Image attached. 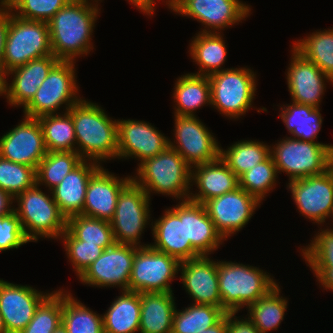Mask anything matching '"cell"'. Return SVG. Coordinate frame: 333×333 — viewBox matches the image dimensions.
Returning a JSON list of instances; mask_svg holds the SVG:
<instances>
[{
	"label": "cell",
	"mask_w": 333,
	"mask_h": 333,
	"mask_svg": "<svg viewBox=\"0 0 333 333\" xmlns=\"http://www.w3.org/2000/svg\"><path fill=\"white\" fill-rule=\"evenodd\" d=\"M70 0L48 22L52 54L60 61H73L94 49L92 33L100 3Z\"/></svg>",
	"instance_id": "cell-1"
},
{
	"label": "cell",
	"mask_w": 333,
	"mask_h": 333,
	"mask_svg": "<svg viewBox=\"0 0 333 333\" xmlns=\"http://www.w3.org/2000/svg\"><path fill=\"white\" fill-rule=\"evenodd\" d=\"M84 99L68 110L75 128L76 153L99 164L118 159L117 119L108 117L99 104Z\"/></svg>",
	"instance_id": "cell-2"
},
{
	"label": "cell",
	"mask_w": 333,
	"mask_h": 333,
	"mask_svg": "<svg viewBox=\"0 0 333 333\" xmlns=\"http://www.w3.org/2000/svg\"><path fill=\"white\" fill-rule=\"evenodd\" d=\"M132 179L140 185L151 198V193L189 200L192 167L172 147L168 146L155 157L140 163Z\"/></svg>",
	"instance_id": "cell-3"
},
{
	"label": "cell",
	"mask_w": 333,
	"mask_h": 333,
	"mask_svg": "<svg viewBox=\"0 0 333 333\" xmlns=\"http://www.w3.org/2000/svg\"><path fill=\"white\" fill-rule=\"evenodd\" d=\"M217 272L222 308L227 313L247 308L278 284L267 271L235 261L217 260Z\"/></svg>",
	"instance_id": "cell-4"
},
{
	"label": "cell",
	"mask_w": 333,
	"mask_h": 333,
	"mask_svg": "<svg viewBox=\"0 0 333 333\" xmlns=\"http://www.w3.org/2000/svg\"><path fill=\"white\" fill-rule=\"evenodd\" d=\"M35 183L31 188L14 198V211L20 219L22 229L30 242L39 238L60 240L66 230L67 219L60 212L58 205L50 195L42 192Z\"/></svg>",
	"instance_id": "cell-5"
},
{
	"label": "cell",
	"mask_w": 333,
	"mask_h": 333,
	"mask_svg": "<svg viewBox=\"0 0 333 333\" xmlns=\"http://www.w3.org/2000/svg\"><path fill=\"white\" fill-rule=\"evenodd\" d=\"M256 73L248 67L226 68L209 75L211 106L228 119H239L253 106Z\"/></svg>",
	"instance_id": "cell-6"
},
{
	"label": "cell",
	"mask_w": 333,
	"mask_h": 333,
	"mask_svg": "<svg viewBox=\"0 0 333 333\" xmlns=\"http://www.w3.org/2000/svg\"><path fill=\"white\" fill-rule=\"evenodd\" d=\"M333 145L301 141L291 137L271 145L277 172L288 175L289 181L325 173L331 168Z\"/></svg>",
	"instance_id": "cell-7"
},
{
	"label": "cell",
	"mask_w": 333,
	"mask_h": 333,
	"mask_svg": "<svg viewBox=\"0 0 333 333\" xmlns=\"http://www.w3.org/2000/svg\"><path fill=\"white\" fill-rule=\"evenodd\" d=\"M75 63L59 61L51 69L32 100L23 108L24 116L38 118L48 114H59L57 111H60L62 105L67 112L81 100Z\"/></svg>",
	"instance_id": "cell-8"
},
{
	"label": "cell",
	"mask_w": 333,
	"mask_h": 333,
	"mask_svg": "<svg viewBox=\"0 0 333 333\" xmlns=\"http://www.w3.org/2000/svg\"><path fill=\"white\" fill-rule=\"evenodd\" d=\"M48 55H52L48 24L25 20L11 12L2 60L5 69L10 71Z\"/></svg>",
	"instance_id": "cell-9"
},
{
	"label": "cell",
	"mask_w": 333,
	"mask_h": 333,
	"mask_svg": "<svg viewBox=\"0 0 333 333\" xmlns=\"http://www.w3.org/2000/svg\"><path fill=\"white\" fill-rule=\"evenodd\" d=\"M150 201L148 194L133 179L120 191L114 217L110 221L116 243L149 246L142 245L140 240L146 225H151Z\"/></svg>",
	"instance_id": "cell-10"
},
{
	"label": "cell",
	"mask_w": 333,
	"mask_h": 333,
	"mask_svg": "<svg viewBox=\"0 0 333 333\" xmlns=\"http://www.w3.org/2000/svg\"><path fill=\"white\" fill-rule=\"evenodd\" d=\"M165 4L176 15L201 23L200 32L221 33L252 14L251 6L241 0H166Z\"/></svg>",
	"instance_id": "cell-11"
},
{
	"label": "cell",
	"mask_w": 333,
	"mask_h": 333,
	"mask_svg": "<svg viewBox=\"0 0 333 333\" xmlns=\"http://www.w3.org/2000/svg\"><path fill=\"white\" fill-rule=\"evenodd\" d=\"M179 266L180 262L166 253L150 246L139 247L133 259L128 291L173 293L171 282L178 277Z\"/></svg>",
	"instance_id": "cell-12"
},
{
	"label": "cell",
	"mask_w": 333,
	"mask_h": 333,
	"mask_svg": "<svg viewBox=\"0 0 333 333\" xmlns=\"http://www.w3.org/2000/svg\"><path fill=\"white\" fill-rule=\"evenodd\" d=\"M174 148L184 160L194 167L220 158V144L214 134L196 116L174 115Z\"/></svg>",
	"instance_id": "cell-13"
},
{
	"label": "cell",
	"mask_w": 333,
	"mask_h": 333,
	"mask_svg": "<svg viewBox=\"0 0 333 333\" xmlns=\"http://www.w3.org/2000/svg\"><path fill=\"white\" fill-rule=\"evenodd\" d=\"M286 186L301 216L322 226L333 217L332 168L320 175L288 181Z\"/></svg>",
	"instance_id": "cell-14"
},
{
	"label": "cell",
	"mask_w": 333,
	"mask_h": 333,
	"mask_svg": "<svg viewBox=\"0 0 333 333\" xmlns=\"http://www.w3.org/2000/svg\"><path fill=\"white\" fill-rule=\"evenodd\" d=\"M139 247L114 243L78 278L93 287H119L128 290L135 252Z\"/></svg>",
	"instance_id": "cell-15"
},
{
	"label": "cell",
	"mask_w": 333,
	"mask_h": 333,
	"mask_svg": "<svg viewBox=\"0 0 333 333\" xmlns=\"http://www.w3.org/2000/svg\"><path fill=\"white\" fill-rule=\"evenodd\" d=\"M261 202L240 187L204 203L217 232L226 241L251 220Z\"/></svg>",
	"instance_id": "cell-16"
},
{
	"label": "cell",
	"mask_w": 333,
	"mask_h": 333,
	"mask_svg": "<svg viewBox=\"0 0 333 333\" xmlns=\"http://www.w3.org/2000/svg\"><path fill=\"white\" fill-rule=\"evenodd\" d=\"M23 117V121L0 137V156L36 170L47 153L43 131L37 118Z\"/></svg>",
	"instance_id": "cell-17"
},
{
	"label": "cell",
	"mask_w": 333,
	"mask_h": 333,
	"mask_svg": "<svg viewBox=\"0 0 333 333\" xmlns=\"http://www.w3.org/2000/svg\"><path fill=\"white\" fill-rule=\"evenodd\" d=\"M173 206L166 208L159 219L151 222L154 242L149 246L176 258L179 262L201 256L191 246L190 241H186L185 201H179Z\"/></svg>",
	"instance_id": "cell-18"
},
{
	"label": "cell",
	"mask_w": 333,
	"mask_h": 333,
	"mask_svg": "<svg viewBox=\"0 0 333 333\" xmlns=\"http://www.w3.org/2000/svg\"><path fill=\"white\" fill-rule=\"evenodd\" d=\"M118 160L155 157L169 146V138L146 121L117 119Z\"/></svg>",
	"instance_id": "cell-19"
},
{
	"label": "cell",
	"mask_w": 333,
	"mask_h": 333,
	"mask_svg": "<svg viewBox=\"0 0 333 333\" xmlns=\"http://www.w3.org/2000/svg\"><path fill=\"white\" fill-rule=\"evenodd\" d=\"M31 286L0 279V313L8 333H20L32 320L40 303L49 295Z\"/></svg>",
	"instance_id": "cell-20"
},
{
	"label": "cell",
	"mask_w": 333,
	"mask_h": 333,
	"mask_svg": "<svg viewBox=\"0 0 333 333\" xmlns=\"http://www.w3.org/2000/svg\"><path fill=\"white\" fill-rule=\"evenodd\" d=\"M291 52V61L286 69L287 87L291 101L320 108L322 95L326 91V82L330 81V84L333 85V80L293 47Z\"/></svg>",
	"instance_id": "cell-21"
},
{
	"label": "cell",
	"mask_w": 333,
	"mask_h": 333,
	"mask_svg": "<svg viewBox=\"0 0 333 333\" xmlns=\"http://www.w3.org/2000/svg\"><path fill=\"white\" fill-rule=\"evenodd\" d=\"M180 279L194 304L213 305L222 308L219 293L217 261L209 255H201L180 262Z\"/></svg>",
	"instance_id": "cell-22"
},
{
	"label": "cell",
	"mask_w": 333,
	"mask_h": 333,
	"mask_svg": "<svg viewBox=\"0 0 333 333\" xmlns=\"http://www.w3.org/2000/svg\"><path fill=\"white\" fill-rule=\"evenodd\" d=\"M132 180L119 177L101 166L89 179L81 215L110 222L114 217L120 191Z\"/></svg>",
	"instance_id": "cell-23"
},
{
	"label": "cell",
	"mask_w": 333,
	"mask_h": 333,
	"mask_svg": "<svg viewBox=\"0 0 333 333\" xmlns=\"http://www.w3.org/2000/svg\"><path fill=\"white\" fill-rule=\"evenodd\" d=\"M60 60L53 54L29 61L25 65L15 67L8 71V76L13 77L7 83L6 99L13 107H25L36 94L38 87L48 76L51 69Z\"/></svg>",
	"instance_id": "cell-24"
},
{
	"label": "cell",
	"mask_w": 333,
	"mask_h": 333,
	"mask_svg": "<svg viewBox=\"0 0 333 333\" xmlns=\"http://www.w3.org/2000/svg\"><path fill=\"white\" fill-rule=\"evenodd\" d=\"M102 165L83 160L51 190L54 201L66 219L82 214L88 181Z\"/></svg>",
	"instance_id": "cell-25"
},
{
	"label": "cell",
	"mask_w": 333,
	"mask_h": 333,
	"mask_svg": "<svg viewBox=\"0 0 333 333\" xmlns=\"http://www.w3.org/2000/svg\"><path fill=\"white\" fill-rule=\"evenodd\" d=\"M197 187L191 191L189 200L204 204L211 198L221 196L239 187L235 173L219 158L210 163L192 167L191 185ZM193 192V193H192Z\"/></svg>",
	"instance_id": "cell-26"
},
{
	"label": "cell",
	"mask_w": 333,
	"mask_h": 333,
	"mask_svg": "<svg viewBox=\"0 0 333 333\" xmlns=\"http://www.w3.org/2000/svg\"><path fill=\"white\" fill-rule=\"evenodd\" d=\"M186 241L200 255H210L224 243L217 232L204 204L190 200L185 201Z\"/></svg>",
	"instance_id": "cell-27"
},
{
	"label": "cell",
	"mask_w": 333,
	"mask_h": 333,
	"mask_svg": "<svg viewBox=\"0 0 333 333\" xmlns=\"http://www.w3.org/2000/svg\"><path fill=\"white\" fill-rule=\"evenodd\" d=\"M174 293H140L139 333H172L176 309Z\"/></svg>",
	"instance_id": "cell-28"
},
{
	"label": "cell",
	"mask_w": 333,
	"mask_h": 333,
	"mask_svg": "<svg viewBox=\"0 0 333 333\" xmlns=\"http://www.w3.org/2000/svg\"><path fill=\"white\" fill-rule=\"evenodd\" d=\"M174 115L197 116L195 111L211 105V87L208 76L186 73L176 79L173 89Z\"/></svg>",
	"instance_id": "cell-29"
},
{
	"label": "cell",
	"mask_w": 333,
	"mask_h": 333,
	"mask_svg": "<svg viewBox=\"0 0 333 333\" xmlns=\"http://www.w3.org/2000/svg\"><path fill=\"white\" fill-rule=\"evenodd\" d=\"M224 34L221 32H198L191 39L189 55L193 62L199 66L195 75L209 76L213 73L225 70L227 48Z\"/></svg>",
	"instance_id": "cell-30"
},
{
	"label": "cell",
	"mask_w": 333,
	"mask_h": 333,
	"mask_svg": "<svg viewBox=\"0 0 333 333\" xmlns=\"http://www.w3.org/2000/svg\"><path fill=\"white\" fill-rule=\"evenodd\" d=\"M103 316L104 333H136L140 330V293L121 290Z\"/></svg>",
	"instance_id": "cell-31"
},
{
	"label": "cell",
	"mask_w": 333,
	"mask_h": 333,
	"mask_svg": "<svg viewBox=\"0 0 333 333\" xmlns=\"http://www.w3.org/2000/svg\"><path fill=\"white\" fill-rule=\"evenodd\" d=\"M279 110L280 114L278 116L293 136L292 138L320 143L315 141L323 122L320 108L292 102L281 105Z\"/></svg>",
	"instance_id": "cell-32"
},
{
	"label": "cell",
	"mask_w": 333,
	"mask_h": 333,
	"mask_svg": "<svg viewBox=\"0 0 333 333\" xmlns=\"http://www.w3.org/2000/svg\"><path fill=\"white\" fill-rule=\"evenodd\" d=\"M279 283L265 296L247 307L246 317L260 331L268 333L276 331L285 317L288 306V298L281 296Z\"/></svg>",
	"instance_id": "cell-33"
},
{
	"label": "cell",
	"mask_w": 333,
	"mask_h": 333,
	"mask_svg": "<svg viewBox=\"0 0 333 333\" xmlns=\"http://www.w3.org/2000/svg\"><path fill=\"white\" fill-rule=\"evenodd\" d=\"M271 155V145L259 140H240L234 142L226 150L220 147V159L239 178Z\"/></svg>",
	"instance_id": "cell-34"
},
{
	"label": "cell",
	"mask_w": 333,
	"mask_h": 333,
	"mask_svg": "<svg viewBox=\"0 0 333 333\" xmlns=\"http://www.w3.org/2000/svg\"><path fill=\"white\" fill-rule=\"evenodd\" d=\"M42 131L47 152H76V137L71 114L62 112L37 118Z\"/></svg>",
	"instance_id": "cell-35"
},
{
	"label": "cell",
	"mask_w": 333,
	"mask_h": 333,
	"mask_svg": "<svg viewBox=\"0 0 333 333\" xmlns=\"http://www.w3.org/2000/svg\"><path fill=\"white\" fill-rule=\"evenodd\" d=\"M68 333H104L103 316L62 289V323Z\"/></svg>",
	"instance_id": "cell-36"
},
{
	"label": "cell",
	"mask_w": 333,
	"mask_h": 333,
	"mask_svg": "<svg viewBox=\"0 0 333 333\" xmlns=\"http://www.w3.org/2000/svg\"><path fill=\"white\" fill-rule=\"evenodd\" d=\"M292 47L333 80V27L312 32Z\"/></svg>",
	"instance_id": "cell-37"
},
{
	"label": "cell",
	"mask_w": 333,
	"mask_h": 333,
	"mask_svg": "<svg viewBox=\"0 0 333 333\" xmlns=\"http://www.w3.org/2000/svg\"><path fill=\"white\" fill-rule=\"evenodd\" d=\"M227 312L213 305L190 304L173 316L172 333H201L217 324Z\"/></svg>",
	"instance_id": "cell-38"
},
{
	"label": "cell",
	"mask_w": 333,
	"mask_h": 333,
	"mask_svg": "<svg viewBox=\"0 0 333 333\" xmlns=\"http://www.w3.org/2000/svg\"><path fill=\"white\" fill-rule=\"evenodd\" d=\"M82 161L81 156L73 151L47 152L36 169V183L51 191Z\"/></svg>",
	"instance_id": "cell-39"
},
{
	"label": "cell",
	"mask_w": 333,
	"mask_h": 333,
	"mask_svg": "<svg viewBox=\"0 0 333 333\" xmlns=\"http://www.w3.org/2000/svg\"><path fill=\"white\" fill-rule=\"evenodd\" d=\"M66 229L76 239L96 244L104 250L115 243L111 224L105 220L75 215L67 219Z\"/></svg>",
	"instance_id": "cell-40"
},
{
	"label": "cell",
	"mask_w": 333,
	"mask_h": 333,
	"mask_svg": "<svg viewBox=\"0 0 333 333\" xmlns=\"http://www.w3.org/2000/svg\"><path fill=\"white\" fill-rule=\"evenodd\" d=\"M277 175L275 162L270 155L265 161L258 163L238 178L239 187L262 203L268 193L276 187Z\"/></svg>",
	"instance_id": "cell-41"
},
{
	"label": "cell",
	"mask_w": 333,
	"mask_h": 333,
	"mask_svg": "<svg viewBox=\"0 0 333 333\" xmlns=\"http://www.w3.org/2000/svg\"><path fill=\"white\" fill-rule=\"evenodd\" d=\"M62 323V288L54 290L37 307L20 333H53Z\"/></svg>",
	"instance_id": "cell-42"
},
{
	"label": "cell",
	"mask_w": 333,
	"mask_h": 333,
	"mask_svg": "<svg viewBox=\"0 0 333 333\" xmlns=\"http://www.w3.org/2000/svg\"><path fill=\"white\" fill-rule=\"evenodd\" d=\"M36 183V170L0 156V189L13 198Z\"/></svg>",
	"instance_id": "cell-43"
},
{
	"label": "cell",
	"mask_w": 333,
	"mask_h": 333,
	"mask_svg": "<svg viewBox=\"0 0 333 333\" xmlns=\"http://www.w3.org/2000/svg\"><path fill=\"white\" fill-rule=\"evenodd\" d=\"M60 239L65 246L68 261L71 262L78 278L104 251L96 244L76 239L67 229L60 236Z\"/></svg>",
	"instance_id": "cell-44"
},
{
	"label": "cell",
	"mask_w": 333,
	"mask_h": 333,
	"mask_svg": "<svg viewBox=\"0 0 333 333\" xmlns=\"http://www.w3.org/2000/svg\"><path fill=\"white\" fill-rule=\"evenodd\" d=\"M70 0H8L12 13L25 20L48 22Z\"/></svg>",
	"instance_id": "cell-45"
},
{
	"label": "cell",
	"mask_w": 333,
	"mask_h": 333,
	"mask_svg": "<svg viewBox=\"0 0 333 333\" xmlns=\"http://www.w3.org/2000/svg\"><path fill=\"white\" fill-rule=\"evenodd\" d=\"M314 235L310 244L300 249L306 265L333 266V231L326 226Z\"/></svg>",
	"instance_id": "cell-46"
},
{
	"label": "cell",
	"mask_w": 333,
	"mask_h": 333,
	"mask_svg": "<svg viewBox=\"0 0 333 333\" xmlns=\"http://www.w3.org/2000/svg\"><path fill=\"white\" fill-rule=\"evenodd\" d=\"M28 242L15 211L0 216V252L18 249Z\"/></svg>",
	"instance_id": "cell-47"
},
{
	"label": "cell",
	"mask_w": 333,
	"mask_h": 333,
	"mask_svg": "<svg viewBox=\"0 0 333 333\" xmlns=\"http://www.w3.org/2000/svg\"><path fill=\"white\" fill-rule=\"evenodd\" d=\"M237 313H227V332L228 333H260V331L248 319L236 316ZM239 318V319H238Z\"/></svg>",
	"instance_id": "cell-48"
},
{
	"label": "cell",
	"mask_w": 333,
	"mask_h": 333,
	"mask_svg": "<svg viewBox=\"0 0 333 333\" xmlns=\"http://www.w3.org/2000/svg\"><path fill=\"white\" fill-rule=\"evenodd\" d=\"M11 12L12 9L8 0H0V63H2L4 56L5 40Z\"/></svg>",
	"instance_id": "cell-49"
},
{
	"label": "cell",
	"mask_w": 333,
	"mask_h": 333,
	"mask_svg": "<svg viewBox=\"0 0 333 333\" xmlns=\"http://www.w3.org/2000/svg\"><path fill=\"white\" fill-rule=\"evenodd\" d=\"M316 277L319 286L326 291H333V266H309Z\"/></svg>",
	"instance_id": "cell-50"
},
{
	"label": "cell",
	"mask_w": 333,
	"mask_h": 333,
	"mask_svg": "<svg viewBox=\"0 0 333 333\" xmlns=\"http://www.w3.org/2000/svg\"><path fill=\"white\" fill-rule=\"evenodd\" d=\"M14 198L0 189V216H5L14 211ZM13 205V206H12Z\"/></svg>",
	"instance_id": "cell-51"
},
{
	"label": "cell",
	"mask_w": 333,
	"mask_h": 333,
	"mask_svg": "<svg viewBox=\"0 0 333 333\" xmlns=\"http://www.w3.org/2000/svg\"><path fill=\"white\" fill-rule=\"evenodd\" d=\"M129 4L134 5L137 9L141 10L145 15L153 16L155 14L156 0H127Z\"/></svg>",
	"instance_id": "cell-52"
},
{
	"label": "cell",
	"mask_w": 333,
	"mask_h": 333,
	"mask_svg": "<svg viewBox=\"0 0 333 333\" xmlns=\"http://www.w3.org/2000/svg\"><path fill=\"white\" fill-rule=\"evenodd\" d=\"M201 333H228L227 332V313L217 324L202 331Z\"/></svg>",
	"instance_id": "cell-53"
},
{
	"label": "cell",
	"mask_w": 333,
	"mask_h": 333,
	"mask_svg": "<svg viewBox=\"0 0 333 333\" xmlns=\"http://www.w3.org/2000/svg\"><path fill=\"white\" fill-rule=\"evenodd\" d=\"M8 71L5 69L2 63H0V96L7 94Z\"/></svg>",
	"instance_id": "cell-54"
},
{
	"label": "cell",
	"mask_w": 333,
	"mask_h": 333,
	"mask_svg": "<svg viewBox=\"0 0 333 333\" xmlns=\"http://www.w3.org/2000/svg\"><path fill=\"white\" fill-rule=\"evenodd\" d=\"M0 333H8L5 328L1 313H0Z\"/></svg>",
	"instance_id": "cell-55"
},
{
	"label": "cell",
	"mask_w": 333,
	"mask_h": 333,
	"mask_svg": "<svg viewBox=\"0 0 333 333\" xmlns=\"http://www.w3.org/2000/svg\"><path fill=\"white\" fill-rule=\"evenodd\" d=\"M53 333H68L66 328L60 324L59 327Z\"/></svg>",
	"instance_id": "cell-56"
},
{
	"label": "cell",
	"mask_w": 333,
	"mask_h": 333,
	"mask_svg": "<svg viewBox=\"0 0 333 333\" xmlns=\"http://www.w3.org/2000/svg\"><path fill=\"white\" fill-rule=\"evenodd\" d=\"M331 168L333 169V150H332V155H331Z\"/></svg>",
	"instance_id": "cell-57"
},
{
	"label": "cell",
	"mask_w": 333,
	"mask_h": 333,
	"mask_svg": "<svg viewBox=\"0 0 333 333\" xmlns=\"http://www.w3.org/2000/svg\"><path fill=\"white\" fill-rule=\"evenodd\" d=\"M92 1L97 2V3H99V1H100V3L102 2V0H92Z\"/></svg>",
	"instance_id": "cell-58"
}]
</instances>
